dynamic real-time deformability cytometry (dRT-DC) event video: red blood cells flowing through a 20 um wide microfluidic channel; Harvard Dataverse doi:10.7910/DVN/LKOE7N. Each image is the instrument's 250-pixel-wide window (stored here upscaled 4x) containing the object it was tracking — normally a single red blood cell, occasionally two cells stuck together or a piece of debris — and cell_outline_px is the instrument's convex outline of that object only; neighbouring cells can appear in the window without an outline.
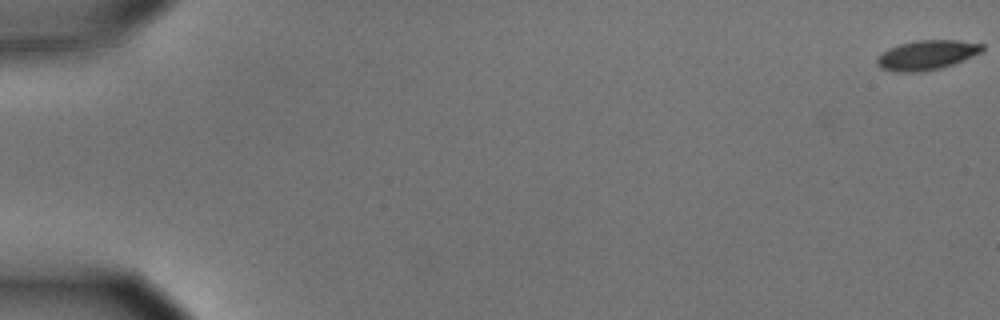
{"species": "common noctule bat (a hibernating species)", "species_latin": "Nyctalus noctula", "temperature_condition": "cold", "stored_images_in_passage": 9, "camera_frame_rate_fps": 3000, "um_per_image_px": 0.085, "animal": {"sex": "male", "body_mass_g": 15.6}, "frame": {"image": 1, "passage_image": 1, "time_ms": 0.0, "image_size_px": [1000, 320], "cell_outline_px": [[984, 48], [980, 52], [952, 64], [940, 68], [916, 72], [896, 72], [880, 68], [876, 64], [876, 56], [880, 52], [888, 48], [900, 44], [916, 40], [956, 40], [984, 44]], "centroid_in_image_um": [78.69, 4.67], "position_along_channel_um": 6.3, "area_um2": 18.09}}